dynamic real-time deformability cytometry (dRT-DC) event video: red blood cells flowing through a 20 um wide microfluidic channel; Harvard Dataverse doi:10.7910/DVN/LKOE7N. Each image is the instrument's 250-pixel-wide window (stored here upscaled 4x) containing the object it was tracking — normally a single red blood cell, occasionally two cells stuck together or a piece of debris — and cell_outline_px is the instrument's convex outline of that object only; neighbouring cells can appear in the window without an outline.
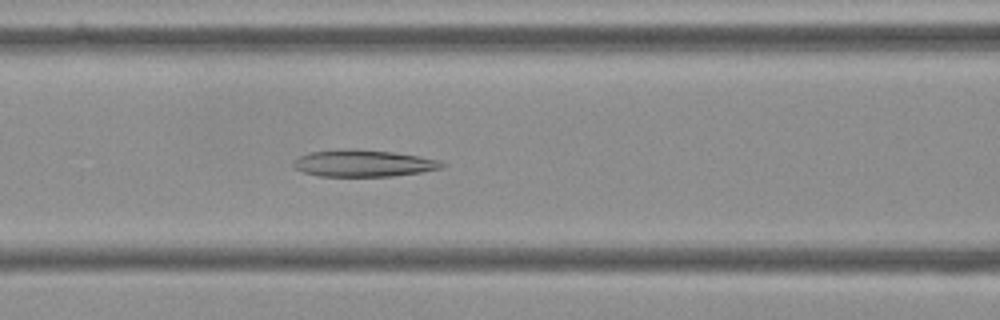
{"species": "Egyptian fruit bat (a non-hibernating species)", "species_latin": "Rousettus aegyptiacus", "temperature_condition": "cold", "stored_images_in_passage": 55, "camera_frame_rate_fps": 3000, "um_per_image_px": 0.085, "frame": {"image": 1, "passage_image": 23, "time_ms": 7.333, "image_size_px": [1000, 320], "cell_outline_px": [[448, 164], [440, 168], [420, 172], [392, 176], [320, 176], [304, 172], [296, 168], [292, 164], [300, 156], [308, 152], [344, 148], [356, 148], [392, 152], [440, 160]], "centroid_in_image_um": [30.88, 13.86], "position_along_channel_um": 135.7, "area_um2": 23.18}}
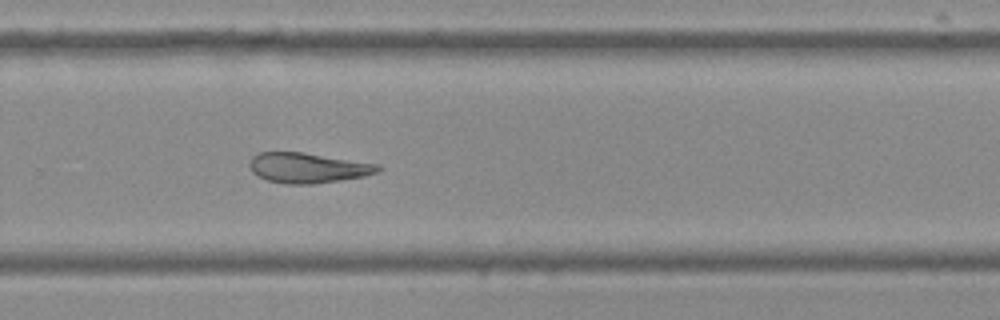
{"frame": {"image": 2, "passage_image": 37, "time_ms": 12.0, "image_size_px": [1000, 320], "cell_outline_px": [[384, 168], [376, 172], [364, 176], [340, 180], [312, 184], [284, 184], [268, 180], [256, 176], [252, 172], [248, 164], [252, 156], [256, 152], [304, 152], [380, 164]], "centroid_in_image_um": [26.14, 14.26], "position_along_channel_um": 303.7, "area_um2": 22.83}}
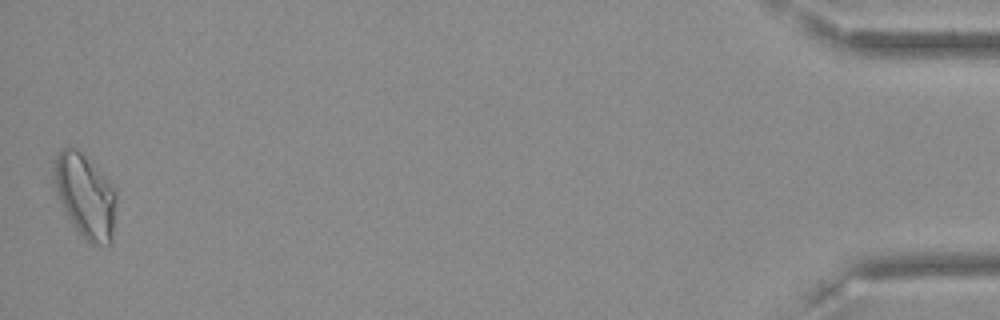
{"frame": {"image": 3, "passage_image": 55, "time_ms": 18.0, "image_size_px": [1000, 320], "cell_outline_px": [[116, 196], [112, 244], [92, 244], [84, 240], [68, 216], [56, 192], [56, 152], [64, 148], [76, 148], [84, 156], [116, 192]], "centroid_in_image_um": [7.27, 16.72], "position_along_channel_um": 427.9, "area_um2": 29.13}}